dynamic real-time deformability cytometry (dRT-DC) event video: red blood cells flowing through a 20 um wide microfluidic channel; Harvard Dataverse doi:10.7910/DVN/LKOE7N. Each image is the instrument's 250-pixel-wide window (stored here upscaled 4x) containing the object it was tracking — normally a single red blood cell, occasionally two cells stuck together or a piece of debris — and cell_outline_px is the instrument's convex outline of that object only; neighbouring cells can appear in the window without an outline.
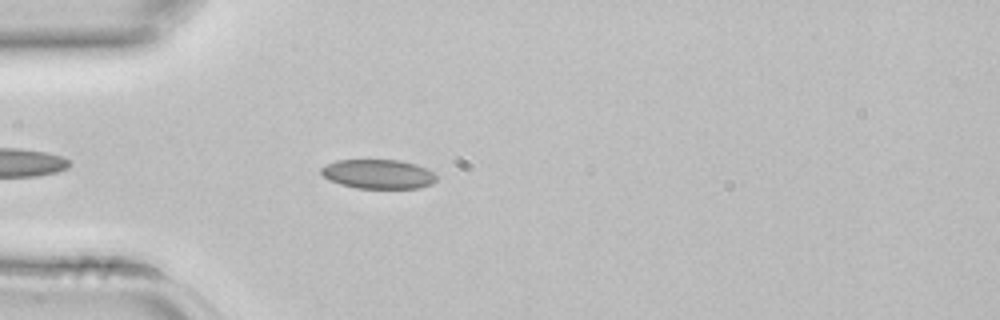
{"species": "common noctule bat (a hibernating species)", "species_latin": "Nyctalus noctula", "temperature_condition": "room temperature", "stored_images_in_passage": 3, "camera_frame_rate_fps": 3000, "um_per_image_px": 0.085, "animal": {"sex": "female", "body_mass_g": 22.7, "forearm_length_mm": 54.2}, "frame": {"image": 1, "passage_image": 3, "time_ms": 0.667, "image_size_px": [1000, 320], "cell_outline_px": [[436, 180], [432, 184], [420, 188], [356, 188], [340, 184], [328, 180], [320, 172], [320, 168], [336, 160], [400, 160], [416, 164], [432, 172], [436, 176]], "centroid_in_image_um": [32.13, 14.8], "position_along_channel_um": 52.9, "area_um2": 19.65}}